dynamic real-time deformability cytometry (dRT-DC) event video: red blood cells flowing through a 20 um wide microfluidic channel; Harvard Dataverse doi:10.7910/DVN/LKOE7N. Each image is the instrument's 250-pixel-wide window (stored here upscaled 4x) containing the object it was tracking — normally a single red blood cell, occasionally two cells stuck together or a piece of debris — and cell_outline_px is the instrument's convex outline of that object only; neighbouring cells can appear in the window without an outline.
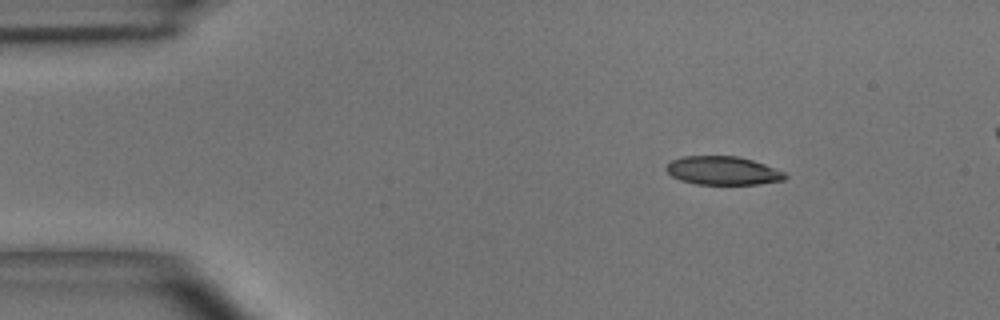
{"species": "common noctule bat (a hibernating species)", "species_latin": "Nyctalus noctula", "temperature_condition": "room temperature", "stored_images_in_passage": 42, "camera_frame_rate_fps": 3000, "um_per_image_px": 0.085, "animal": {"sex": "male", "body_mass_g": 15.6}, "frame": {"image": 1, "passage_image": 1, "time_ms": 0.0, "image_size_px": [1000, 320], "cell_outline_px": [[788, 176], [784, 180], [760, 184], [696, 184], [680, 180], [672, 176], [664, 168], [672, 160], [684, 156], [736, 156], [752, 160], [764, 164], [784, 172]], "centroid_in_image_um": [61.44, 14.51], "position_along_channel_um": 23.6, "area_um2": 19.65}}
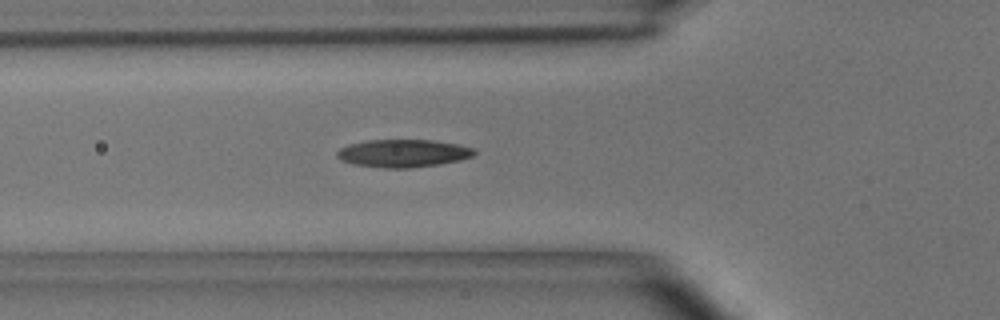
{"frame": {"image": 2, "passage_image": 11, "time_ms": 3.333, "image_size_px": [1000, 320], "cell_outline_px": [[476, 152], [472, 156], [460, 160], [436, 164], [408, 168], [384, 168], [356, 164], [344, 160], [336, 156], [336, 152], [340, 148], [348, 144], [368, 140], [432, 140], [460, 144], [472, 148]], "centroid_in_image_um": [34.27, 13.01], "position_along_channel_um": 91.5, "area_um2": 21.96}}
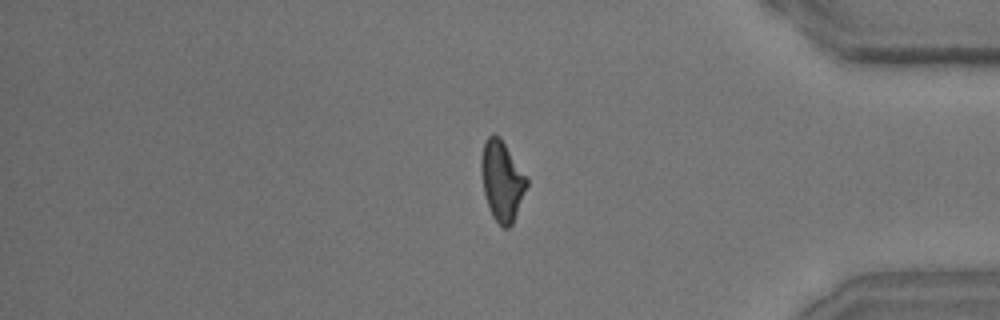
{"frame": {"image": 3, "passage_image": 35, "time_ms": 11.333, "image_size_px": [1000, 320], "cell_outline_px": [[528, 184], [512, 224], [508, 228], [504, 228], [492, 216], [484, 192], [480, 172], [480, 156], [484, 144], [488, 136], [492, 132], [500, 136], [528, 180]], "centroid_in_image_um": [42.64, 15.33], "position_along_channel_um": 392.6, "area_um2": 21.04}}